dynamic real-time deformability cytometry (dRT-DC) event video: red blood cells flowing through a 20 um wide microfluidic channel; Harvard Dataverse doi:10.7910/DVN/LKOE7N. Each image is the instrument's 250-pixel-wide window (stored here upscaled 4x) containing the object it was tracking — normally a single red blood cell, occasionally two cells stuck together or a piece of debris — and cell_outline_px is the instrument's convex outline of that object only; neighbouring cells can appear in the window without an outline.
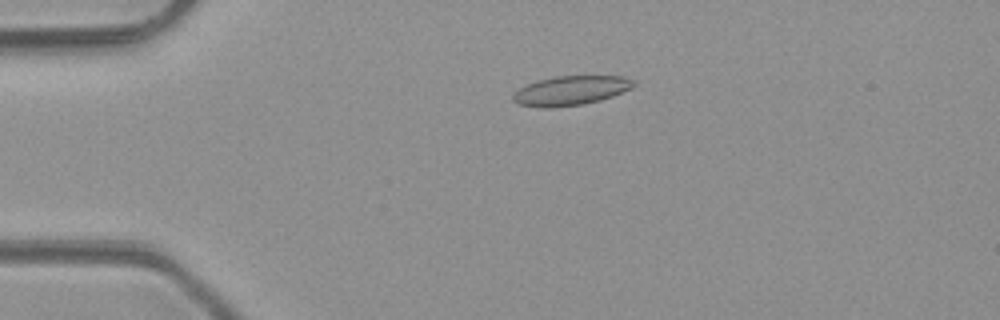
{"species": "common noctule bat (a hibernating species)", "species_latin": "Nyctalus noctula", "temperature_condition": "room temperature", "stored_images_in_passage": 4, "camera_frame_rate_fps": 3000, "um_per_image_px": 0.085, "animal": {"sex": "male", "body_mass_g": 23.1, "forearm_length_mm": 52.7}, "frame": {"image": 1, "passage_image": 3, "time_ms": 3.333, "image_size_px": [1000, 320], "cell_outline_px": [[636, 84], [632, 88], [612, 96], [600, 100], [584, 104], [548, 108], [540, 108], [520, 104], [512, 100], [512, 96], [524, 84], [556, 76], [624, 76], [636, 80]], "centroid_in_image_um": [48.54, 7.69], "position_along_channel_um": 36.5, "area_um2": 20.69}}